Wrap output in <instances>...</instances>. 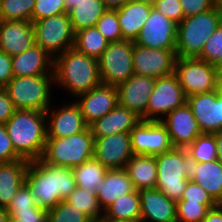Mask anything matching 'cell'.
<instances>
[{
	"label": "cell",
	"instance_id": "obj_52",
	"mask_svg": "<svg viewBox=\"0 0 222 222\" xmlns=\"http://www.w3.org/2000/svg\"><path fill=\"white\" fill-rule=\"evenodd\" d=\"M217 144V160L222 163V129L213 133Z\"/></svg>",
	"mask_w": 222,
	"mask_h": 222
},
{
	"label": "cell",
	"instance_id": "obj_29",
	"mask_svg": "<svg viewBox=\"0 0 222 222\" xmlns=\"http://www.w3.org/2000/svg\"><path fill=\"white\" fill-rule=\"evenodd\" d=\"M136 191L155 188L157 168L155 156L133 155L124 167Z\"/></svg>",
	"mask_w": 222,
	"mask_h": 222
},
{
	"label": "cell",
	"instance_id": "obj_30",
	"mask_svg": "<svg viewBox=\"0 0 222 222\" xmlns=\"http://www.w3.org/2000/svg\"><path fill=\"white\" fill-rule=\"evenodd\" d=\"M75 183L87 192L97 193L105 179L108 169L94 157L79 166L72 168Z\"/></svg>",
	"mask_w": 222,
	"mask_h": 222
},
{
	"label": "cell",
	"instance_id": "obj_19",
	"mask_svg": "<svg viewBox=\"0 0 222 222\" xmlns=\"http://www.w3.org/2000/svg\"><path fill=\"white\" fill-rule=\"evenodd\" d=\"M187 104L202 133L213 134L222 129V97L215 90L188 96Z\"/></svg>",
	"mask_w": 222,
	"mask_h": 222
},
{
	"label": "cell",
	"instance_id": "obj_35",
	"mask_svg": "<svg viewBox=\"0 0 222 222\" xmlns=\"http://www.w3.org/2000/svg\"><path fill=\"white\" fill-rule=\"evenodd\" d=\"M190 163L216 160L217 144L214 134L202 133L187 148Z\"/></svg>",
	"mask_w": 222,
	"mask_h": 222
},
{
	"label": "cell",
	"instance_id": "obj_24",
	"mask_svg": "<svg viewBox=\"0 0 222 222\" xmlns=\"http://www.w3.org/2000/svg\"><path fill=\"white\" fill-rule=\"evenodd\" d=\"M140 120L133 111L118 104L108 114L90 124L89 128L94 138H103L117 133H130Z\"/></svg>",
	"mask_w": 222,
	"mask_h": 222
},
{
	"label": "cell",
	"instance_id": "obj_54",
	"mask_svg": "<svg viewBox=\"0 0 222 222\" xmlns=\"http://www.w3.org/2000/svg\"><path fill=\"white\" fill-rule=\"evenodd\" d=\"M80 1L81 0H65L66 13L68 14L72 9H74Z\"/></svg>",
	"mask_w": 222,
	"mask_h": 222
},
{
	"label": "cell",
	"instance_id": "obj_50",
	"mask_svg": "<svg viewBox=\"0 0 222 222\" xmlns=\"http://www.w3.org/2000/svg\"><path fill=\"white\" fill-rule=\"evenodd\" d=\"M202 222H222V204L209 209Z\"/></svg>",
	"mask_w": 222,
	"mask_h": 222
},
{
	"label": "cell",
	"instance_id": "obj_27",
	"mask_svg": "<svg viewBox=\"0 0 222 222\" xmlns=\"http://www.w3.org/2000/svg\"><path fill=\"white\" fill-rule=\"evenodd\" d=\"M28 164L25 159L0 163V207L7 208L25 182Z\"/></svg>",
	"mask_w": 222,
	"mask_h": 222
},
{
	"label": "cell",
	"instance_id": "obj_2",
	"mask_svg": "<svg viewBox=\"0 0 222 222\" xmlns=\"http://www.w3.org/2000/svg\"><path fill=\"white\" fill-rule=\"evenodd\" d=\"M54 84L78 97L101 84L98 59L69 49L54 58Z\"/></svg>",
	"mask_w": 222,
	"mask_h": 222
},
{
	"label": "cell",
	"instance_id": "obj_44",
	"mask_svg": "<svg viewBox=\"0 0 222 222\" xmlns=\"http://www.w3.org/2000/svg\"><path fill=\"white\" fill-rule=\"evenodd\" d=\"M158 12L169 18L177 25L184 18L183 10L179 0H158L154 5Z\"/></svg>",
	"mask_w": 222,
	"mask_h": 222
},
{
	"label": "cell",
	"instance_id": "obj_55",
	"mask_svg": "<svg viewBox=\"0 0 222 222\" xmlns=\"http://www.w3.org/2000/svg\"><path fill=\"white\" fill-rule=\"evenodd\" d=\"M9 217V212L6 208L0 207V222H7V219Z\"/></svg>",
	"mask_w": 222,
	"mask_h": 222
},
{
	"label": "cell",
	"instance_id": "obj_47",
	"mask_svg": "<svg viewBox=\"0 0 222 222\" xmlns=\"http://www.w3.org/2000/svg\"><path fill=\"white\" fill-rule=\"evenodd\" d=\"M13 77L12 56L0 50V88H4Z\"/></svg>",
	"mask_w": 222,
	"mask_h": 222
},
{
	"label": "cell",
	"instance_id": "obj_22",
	"mask_svg": "<svg viewBox=\"0 0 222 222\" xmlns=\"http://www.w3.org/2000/svg\"><path fill=\"white\" fill-rule=\"evenodd\" d=\"M35 44L31 21L0 20V50L10 56L18 55Z\"/></svg>",
	"mask_w": 222,
	"mask_h": 222
},
{
	"label": "cell",
	"instance_id": "obj_3",
	"mask_svg": "<svg viewBox=\"0 0 222 222\" xmlns=\"http://www.w3.org/2000/svg\"><path fill=\"white\" fill-rule=\"evenodd\" d=\"M15 152L28 161L40 160L46 141V113L36 110L17 109L5 123Z\"/></svg>",
	"mask_w": 222,
	"mask_h": 222
},
{
	"label": "cell",
	"instance_id": "obj_59",
	"mask_svg": "<svg viewBox=\"0 0 222 222\" xmlns=\"http://www.w3.org/2000/svg\"><path fill=\"white\" fill-rule=\"evenodd\" d=\"M7 222H22V221L17 218H14L13 216H9Z\"/></svg>",
	"mask_w": 222,
	"mask_h": 222
},
{
	"label": "cell",
	"instance_id": "obj_43",
	"mask_svg": "<svg viewBox=\"0 0 222 222\" xmlns=\"http://www.w3.org/2000/svg\"><path fill=\"white\" fill-rule=\"evenodd\" d=\"M179 201H189L200 204H218L206 190L191 180L188 181L187 187Z\"/></svg>",
	"mask_w": 222,
	"mask_h": 222
},
{
	"label": "cell",
	"instance_id": "obj_40",
	"mask_svg": "<svg viewBox=\"0 0 222 222\" xmlns=\"http://www.w3.org/2000/svg\"><path fill=\"white\" fill-rule=\"evenodd\" d=\"M197 58L214 66H217L222 61V23L207 40L201 54Z\"/></svg>",
	"mask_w": 222,
	"mask_h": 222
},
{
	"label": "cell",
	"instance_id": "obj_10",
	"mask_svg": "<svg viewBox=\"0 0 222 222\" xmlns=\"http://www.w3.org/2000/svg\"><path fill=\"white\" fill-rule=\"evenodd\" d=\"M174 73L186 97L216 88L217 67L197 57H177Z\"/></svg>",
	"mask_w": 222,
	"mask_h": 222
},
{
	"label": "cell",
	"instance_id": "obj_15",
	"mask_svg": "<svg viewBox=\"0 0 222 222\" xmlns=\"http://www.w3.org/2000/svg\"><path fill=\"white\" fill-rule=\"evenodd\" d=\"M67 103L65 102L61 108L53 109L54 107L50 106L45 112L47 138H65L85 131L89 127L75 100Z\"/></svg>",
	"mask_w": 222,
	"mask_h": 222
},
{
	"label": "cell",
	"instance_id": "obj_4",
	"mask_svg": "<svg viewBox=\"0 0 222 222\" xmlns=\"http://www.w3.org/2000/svg\"><path fill=\"white\" fill-rule=\"evenodd\" d=\"M222 23L217 6L209 11L183 18L177 25L176 56L198 57L207 40Z\"/></svg>",
	"mask_w": 222,
	"mask_h": 222
},
{
	"label": "cell",
	"instance_id": "obj_11",
	"mask_svg": "<svg viewBox=\"0 0 222 222\" xmlns=\"http://www.w3.org/2000/svg\"><path fill=\"white\" fill-rule=\"evenodd\" d=\"M187 102L175 73L156 78L146 107L145 121H161L169 112Z\"/></svg>",
	"mask_w": 222,
	"mask_h": 222
},
{
	"label": "cell",
	"instance_id": "obj_16",
	"mask_svg": "<svg viewBox=\"0 0 222 222\" xmlns=\"http://www.w3.org/2000/svg\"><path fill=\"white\" fill-rule=\"evenodd\" d=\"M133 155L130 133L94 138V158L107 169L124 168Z\"/></svg>",
	"mask_w": 222,
	"mask_h": 222
},
{
	"label": "cell",
	"instance_id": "obj_58",
	"mask_svg": "<svg viewBox=\"0 0 222 222\" xmlns=\"http://www.w3.org/2000/svg\"><path fill=\"white\" fill-rule=\"evenodd\" d=\"M216 6L219 9L221 15H222V0H217L216 1Z\"/></svg>",
	"mask_w": 222,
	"mask_h": 222
},
{
	"label": "cell",
	"instance_id": "obj_38",
	"mask_svg": "<svg viewBox=\"0 0 222 222\" xmlns=\"http://www.w3.org/2000/svg\"><path fill=\"white\" fill-rule=\"evenodd\" d=\"M218 204H200L189 201H177V222H202L209 209Z\"/></svg>",
	"mask_w": 222,
	"mask_h": 222
},
{
	"label": "cell",
	"instance_id": "obj_9",
	"mask_svg": "<svg viewBox=\"0 0 222 222\" xmlns=\"http://www.w3.org/2000/svg\"><path fill=\"white\" fill-rule=\"evenodd\" d=\"M133 46L134 41L125 39L109 42L98 58L102 84L117 86L134 74Z\"/></svg>",
	"mask_w": 222,
	"mask_h": 222
},
{
	"label": "cell",
	"instance_id": "obj_14",
	"mask_svg": "<svg viewBox=\"0 0 222 222\" xmlns=\"http://www.w3.org/2000/svg\"><path fill=\"white\" fill-rule=\"evenodd\" d=\"M176 58V50L153 49L134 43V74L155 79L170 75L174 73Z\"/></svg>",
	"mask_w": 222,
	"mask_h": 222
},
{
	"label": "cell",
	"instance_id": "obj_5",
	"mask_svg": "<svg viewBox=\"0 0 222 222\" xmlns=\"http://www.w3.org/2000/svg\"><path fill=\"white\" fill-rule=\"evenodd\" d=\"M156 189L169 199L179 201L190 180V160L186 148H173L155 155Z\"/></svg>",
	"mask_w": 222,
	"mask_h": 222
},
{
	"label": "cell",
	"instance_id": "obj_41",
	"mask_svg": "<svg viewBox=\"0 0 222 222\" xmlns=\"http://www.w3.org/2000/svg\"><path fill=\"white\" fill-rule=\"evenodd\" d=\"M36 207L35 198L29 186L24 182L6 209L9 212V216H13L17 211L33 210Z\"/></svg>",
	"mask_w": 222,
	"mask_h": 222
},
{
	"label": "cell",
	"instance_id": "obj_46",
	"mask_svg": "<svg viewBox=\"0 0 222 222\" xmlns=\"http://www.w3.org/2000/svg\"><path fill=\"white\" fill-rule=\"evenodd\" d=\"M22 159L14 150L5 124L0 123V163Z\"/></svg>",
	"mask_w": 222,
	"mask_h": 222
},
{
	"label": "cell",
	"instance_id": "obj_28",
	"mask_svg": "<svg viewBox=\"0 0 222 222\" xmlns=\"http://www.w3.org/2000/svg\"><path fill=\"white\" fill-rule=\"evenodd\" d=\"M134 191L133 182L124 168L108 169L104 182L96 195L99 205L104 211L116 199Z\"/></svg>",
	"mask_w": 222,
	"mask_h": 222
},
{
	"label": "cell",
	"instance_id": "obj_56",
	"mask_svg": "<svg viewBox=\"0 0 222 222\" xmlns=\"http://www.w3.org/2000/svg\"><path fill=\"white\" fill-rule=\"evenodd\" d=\"M99 221L100 222H129V221L113 220V219L106 218L105 216H103Z\"/></svg>",
	"mask_w": 222,
	"mask_h": 222
},
{
	"label": "cell",
	"instance_id": "obj_45",
	"mask_svg": "<svg viewBox=\"0 0 222 222\" xmlns=\"http://www.w3.org/2000/svg\"><path fill=\"white\" fill-rule=\"evenodd\" d=\"M184 18L209 11L216 7L217 0H179Z\"/></svg>",
	"mask_w": 222,
	"mask_h": 222
},
{
	"label": "cell",
	"instance_id": "obj_26",
	"mask_svg": "<svg viewBox=\"0 0 222 222\" xmlns=\"http://www.w3.org/2000/svg\"><path fill=\"white\" fill-rule=\"evenodd\" d=\"M190 180L200 185L212 198L222 204V163L209 162L190 163Z\"/></svg>",
	"mask_w": 222,
	"mask_h": 222
},
{
	"label": "cell",
	"instance_id": "obj_18",
	"mask_svg": "<svg viewBox=\"0 0 222 222\" xmlns=\"http://www.w3.org/2000/svg\"><path fill=\"white\" fill-rule=\"evenodd\" d=\"M160 122L166 127L174 148H187L202 134L187 102L169 112Z\"/></svg>",
	"mask_w": 222,
	"mask_h": 222
},
{
	"label": "cell",
	"instance_id": "obj_17",
	"mask_svg": "<svg viewBox=\"0 0 222 222\" xmlns=\"http://www.w3.org/2000/svg\"><path fill=\"white\" fill-rule=\"evenodd\" d=\"M156 79L133 74L125 82L116 86L118 104L133 111L145 121L146 107L152 94Z\"/></svg>",
	"mask_w": 222,
	"mask_h": 222
},
{
	"label": "cell",
	"instance_id": "obj_23",
	"mask_svg": "<svg viewBox=\"0 0 222 222\" xmlns=\"http://www.w3.org/2000/svg\"><path fill=\"white\" fill-rule=\"evenodd\" d=\"M53 65L54 58L36 43L24 52L12 56L14 77L54 75Z\"/></svg>",
	"mask_w": 222,
	"mask_h": 222
},
{
	"label": "cell",
	"instance_id": "obj_42",
	"mask_svg": "<svg viewBox=\"0 0 222 222\" xmlns=\"http://www.w3.org/2000/svg\"><path fill=\"white\" fill-rule=\"evenodd\" d=\"M62 13H66L65 0H36L32 22Z\"/></svg>",
	"mask_w": 222,
	"mask_h": 222
},
{
	"label": "cell",
	"instance_id": "obj_49",
	"mask_svg": "<svg viewBox=\"0 0 222 222\" xmlns=\"http://www.w3.org/2000/svg\"><path fill=\"white\" fill-rule=\"evenodd\" d=\"M17 109L4 88H0V123L5 124Z\"/></svg>",
	"mask_w": 222,
	"mask_h": 222
},
{
	"label": "cell",
	"instance_id": "obj_51",
	"mask_svg": "<svg viewBox=\"0 0 222 222\" xmlns=\"http://www.w3.org/2000/svg\"><path fill=\"white\" fill-rule=\"evenodd\" d=\"M130 0H102L106 9L117 10Z\"/></svg>",
	"mask_w": 222,
	"mask_h": 222
},
{
	"label": "cell",
	"instance_id": "obj_32",
	"mask_svg": "<svg viewBox=\"0 0 222 222\" xmlns=\"http://www.w3.org/2000/svg\"><path fill=\"white\" fill-rule=\"evenodd\" d=\"M104 216L113 220L140 222L141 208L138 191L135 190L116 199L104 210Z\"/></svg>",
	"mask_w": 222,
	"mask_h": 222
},
{
	"label": "cell",
	"instance_id": "obj_33",
	"mask_svg": "<svg viewBox=\"0 0 222 222\" xmlns=\"http://www.w3.org/2000/svg\"><path fill=\"white\" fill-rule=\"evenodd\" d=\"M108 44L109 41L96 27L85 28L75 33L74 48L87 56L98 59Z\"/></svg>",
	"mask_w": 222,
	"mask_h": 222
},
{
	"label": "cell",
	"instance_id": "obj_25",
	"mask_svg": "<svg viewBox=\"0 0 222 222\" xmlns=\"http://www.w3.org/2000/svg\"><path fill=\"white\" fill-rule=\"evenodd\" d=\"M153 6L138 0H130L117 9L118 21L122 37L135 41L143 25L147 21Z\"/></svg>",
	"mask_w": 222,
	"mask_h": 222
},
{
	"label": "cell",
	"instance_id": "obj_8",
	"mask_svg": "<svg viewBox=\"0 0 222 222\" xmlns=\"http://www.w3.org/2000/svg\"><path fill=\"white\" fill-rule=\"evenodd\" d=\"M35 43L50 56H56L74 48L75 33L69 14L62 13L32 22Z\"/></svg>",
	"mask_w": 222,
	"mask_h": 222
},
{
	"label": "cell",
	"instance_id": "obj_31",
	"mask_svg": "<svg viewBox=\"0 0 222 222\" xmlns=\"http://www.w3.org/2000/svg\"><path fill=\"white\" fill-rule=\"evenodd\" d=\"M106 10L102 0H81L68 13L74 33L85 28L95 27Z\"/></svg>",
	"mask_w": 222,
	"mask_h": 222
},
{
	"label": "cell",
	"instance_id": "obj_7",
	"mask_svg": "<svg viewBox=\"0 0 222 222\" xmlns=\"http://www.w3.org/2000/svg\"><path fill=\"white\" fill-rule=\"evenodd\" d=\"M53 83L54 75L13 77L4 89L16 109L46 112L52 102Z\"/></svg>",
	"mask_w": 222,
	"mask_h": 222
},
{
	"label": "cell",
	"instance_id": "obj_48",
	"mask_svg": "<svg viewBox=\"0 0 222 222\" xmlns=\"http://www.w3.org/2000/svg\"><path fill=\"white\" fill-rule=\"evenodd\" d=\"M48 211L37 206L33 210L17 211L13 217L22 222H47Z\"/></svg>",
	"mask_w": 222,
	"mask_h": 222
},
{
	"label": "cell",
	"instance_id": "obj_57",
	"mask_svg": "<svg viewBox=\"0 0 222 222\" xmlns=\"http://www.w3.org/2000/svg\"><path fill=\"white\" fill-rule=\"evenodd\" d=\"M138 1H142L146 4H149V5H154L158 0H138Z\"/></svg>",
	"mask_w": 222,
	"mask_h": 222
},
{
	"label": "cell",
	"instance_id": "obj_20",
	"mask_svg": "<svg viewBox=\"0 0 222 222\" xmlns=\"http://www.w3.org/2000/svg\"><path fill=\"white\" fill-rule=\"evenodd\" d=\"M74 100L80 107L84 120L90 125L118 105V92L116 86L101 83Z\"/></svg>",
	"mask_w": 222,
	"mask_h": 222
},
{
	"label": "cell",
	"instance_id": "obj_37",
	"mask_svg": "<svg viewBox=\"0 0 222 222\" xmlns=\"http://www.w3.org/2000/svg\"><path fill=\"white\" fill-rule=\"evenodd\" d=\"M47 222H92L81 210L62 200L48 211Z\"/></svg>",
	"mask_w": 222,
	"mask_h": 222
},
{
	"label": "cell",
	"instance_id": "obj_34",
	"mask_svg": "<svg viewBox=\"0 0 222 222\" xmlns=\"http://www.w3.org/2000/svg\"><path fill=\"white\" fill-rule=\"evenodd\" d=\"M65 201L81 210L92 221H99L104 216V211L99 205L98 197L95 192H87L76 186Z\"/></svg>",
	"mask_w": 222,
	"mask_h": 222
},
{
	"label": "cell",
	"instance_id": "obj_36",
	"mask_svg": "<svg viewBox=\"0 0 222 222\" xmlns=\"http://www.w3.org/2000/svg\"><path fill=\"white\" fill-rule=\"evenodd\" d=\"M36 0H0L1 21H31Z\"/></svg>",
	"mask_w": 222,
	"mask_h": 222
},
{
	"label": "cell",
	"instance_id": "obj_1",
	"mask_svg": "<svg viewBox=\"0 0 222 222\" xmlns=\"http://www.w3.org/2000/svg\"><path fill=\"white\" fill-rule=\"evenodd\" d=\"M25 183L37 206L46 211L65 200L76 187L72 168L48 164L42 158L29 161Z\"/></svg>",
	"mask_w": 222,
	"mask_h": 222
},
{
	"label": "cell",
	"instance_id": "obj_39",
	"mask_svg": "<svg viewBox=\"0 0 222 222\" xmlns=\"http://www.w3.org/2000/svg\"><path fill=\"white\" fill-rule=\"evenodd\" d=\"M95 27L109 42L123 40L117 10L107 9L97 21Z\"/></svg>",
	"mask_w": 222,
	"mask_h": 222
},
{
	"label": "cell",
	"instance_id": "obj_6",
	"mask_svg": "<svg viewBox=\"0 0 222 222\" xmlns=\"http://www.w3.org/2000/svg\"><path fill=\"white\" fill-rule=\"evenodd\" d=\"M94 157V137L90 128L65 138H47L42 159L67 168L79 166Z\"/></svg>",
	"mask_w": 222,
	"mask_h": 222
},
{
	"label": "cell",
	"instance_id": "obj_13",
	"mask_svg": "<svg viewBox=\"0 0 222 222\" xmlns=\"http://www.w3.org/2000/svg\"><path fill=\"white\" fill-rule=\"evenodd\" d=\"M177 24L151 8L135 44L153 49L176 50Z\"/></svg>",
	"mask_w": 222,
	"mask_h": 222
},
{
	"label": "cell",
	"instance_id": "obj_60",
	"mask_svg": "<svg viewBox=\"0 0 222 222\" xmlns=\"http://www.w3.org/2000/svg\"><path fill=\"white\" fill-rule=\"evenodd\" d=\"M216 67H217V73H222V61Z\"/></svg>",
	"mask_w": 222,
	"mask_h": 222
},
{
	"label": "cell",
	"instance_id": "obj_21",
	"mask_svg": "<svg viewBox=\"0 0 222 222\" xmlns=\"http://www.w3.org/2000/svg\"><path fill=\"white\" fill-rule=\"evenodd\" d=\"M140 222H177L176 201L169 199L156 188L138 190Z\"/></svg>",
	"mask_w": 222,
	"mask_h": 222
},
{
	"label": "cell",
	"instance_id": "obj_53",
	"mask_svg": "<svg viewBox=\"0 0 222 222\" xmlns=\"http://www.w3.org/2000/svg\"><path fill=\"white\" fill-rule=\"evenodd\" d=\"M215 91L218 96L222 97V73H217Z\"/></svg>",
	"mask_w": 222,
	"mask_h": 222
},
{
	"label": "cell",
	"instance_id": "obj_12",
	"mask_svg": "<svg viewBox=\"0 0 222 222\" xmlns=\"http://www.w3.org/2000/svg\"><path fill=\"white\" fill-rule=\"evenodd\" d=\"M134 155L155 156L174 148L166 127L160 121L140 120L130 132Z\"/></svg>",
	"mask_w": 222,
	"mask_h": 222
}]
</instances>
